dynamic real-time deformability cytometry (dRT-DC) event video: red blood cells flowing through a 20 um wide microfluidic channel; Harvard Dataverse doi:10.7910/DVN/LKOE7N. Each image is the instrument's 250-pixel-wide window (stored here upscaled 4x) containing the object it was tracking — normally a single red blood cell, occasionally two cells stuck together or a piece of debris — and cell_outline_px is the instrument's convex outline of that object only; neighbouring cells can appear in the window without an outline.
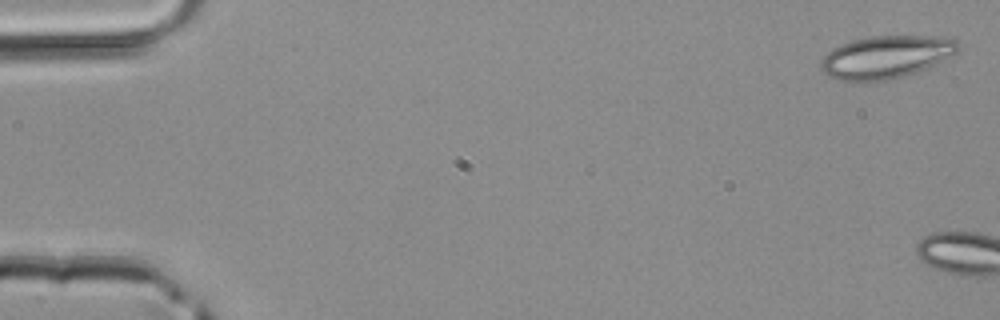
{"species": "common noctule bat (a hibernating species)", "species_latin": "Nyctalus noctula", "temperature_condition": "room temperature", "stored_images_in_passage": 2, "camera_frame_rate_fps": 3000, "um_per_image_px": 0.085, "animal": {"sex": "male", "body_mass_g": 20.4}, "frame": {"image": 1, "passage_image": 1, "time_ms": 0.0, "image_size_px": [1000, 320], "cell_outline_px": [[960, 48], [952, 56], [916, 72], [904, 76], [888, 80], [852, 84], [836, 80], [828, 76], [820, 68], [820, 64], [824, 56], [832, 48], [840, 44], [852, 40], [872, 36], [952, 36], [960, 44]], "centroid_in_image_um": [75.29, 4.87], "position_along_channel_um": 9.7, "area_um2": 34.91}}